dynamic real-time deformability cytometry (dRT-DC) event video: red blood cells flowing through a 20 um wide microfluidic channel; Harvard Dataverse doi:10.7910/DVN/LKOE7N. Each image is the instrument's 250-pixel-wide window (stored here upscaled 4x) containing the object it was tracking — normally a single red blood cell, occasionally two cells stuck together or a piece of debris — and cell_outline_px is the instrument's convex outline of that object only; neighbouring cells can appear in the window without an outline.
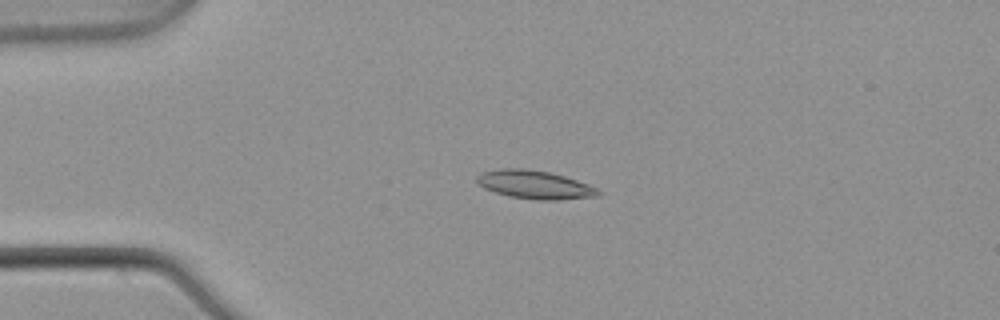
{"species": "common noctule bat (a hibernating species)", "species_latin": "Nyctalus noctula", "temperature_condition": "warm", "stored_images_in_passage": 4, "camera_frame_rate_fps": 3000, "um_per_image_px": 0.085, "animal": {"sex": "male", "body_mass_g": 21.5, "forearm_length_mm": 52.0}, "frame": {"image": 1, "passage_image": 3, "time_ms": 0.667, "image_size_px": [1000, 320], "cell_outline_px": [[604, 192], [600, 196], [560, 200], [536, 200], [508, 196], [484, 188], [476, 180], [476, 176], [480, 172], [500, 168], [524, 168], [548, 172], [564, 176], [588, 184]], "centroid_in_image_um": [45.47, 15.7], "position_along_channel_um": 39.5, "area_um2": 20.23}}